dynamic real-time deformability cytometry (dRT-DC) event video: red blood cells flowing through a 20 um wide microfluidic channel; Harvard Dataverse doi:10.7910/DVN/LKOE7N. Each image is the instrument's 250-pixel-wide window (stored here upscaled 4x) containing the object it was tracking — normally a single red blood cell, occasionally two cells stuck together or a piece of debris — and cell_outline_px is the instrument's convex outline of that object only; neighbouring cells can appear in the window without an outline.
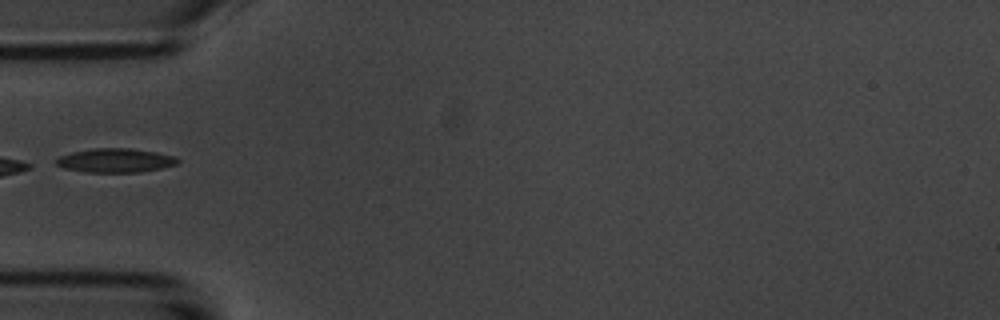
{"species": "common noctule bat (a hibernating species)", "species_latin": "Nyctalus noctula", "temperature_condition": "room temperature", "stored_images_in_passage": 4, "camera_frame_rate_fps": 3000, "um_per_image_px": 0.085, "animal": {"sex": "male", "body_mass_g": 20.1, "forearm_length_mm": 53.5}, "frame": {"image": 1, "passage_image": 3, "time_ms": 2.333, "image_size_px": [1000, 320], "cell_outline_px": [[180, 160], [176, 164], [160, 168], [140, 172], [88, 172], [64, 168], [56, 164], [56, 160], [60, 156], [72, 152], [92, 148], [132, 148], [156, 152], [172, 156]], "centroid_in_image_um": [9.79, 13.63], "position_along_channel_um": 75.2, "area_um2": 16.82}}